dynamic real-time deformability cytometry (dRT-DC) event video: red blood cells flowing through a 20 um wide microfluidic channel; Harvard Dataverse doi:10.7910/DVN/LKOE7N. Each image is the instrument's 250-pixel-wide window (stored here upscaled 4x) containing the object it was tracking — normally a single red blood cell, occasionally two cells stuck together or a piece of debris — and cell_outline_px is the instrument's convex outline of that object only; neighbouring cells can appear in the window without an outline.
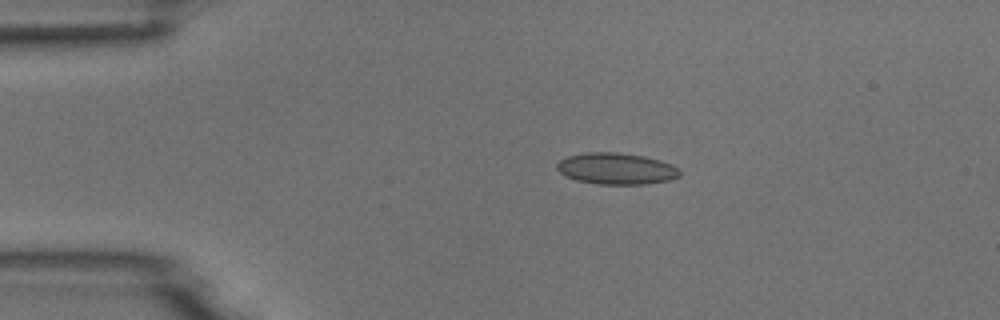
{"species": "common noctule bat (a hibernating species)", "species_latin": "Nyctalus noctula", "temperature_condition": "room temperature", "stored_images_in_passage": 4, "camera_frame_rate_fps": 3000, "um_per_image_px": 0.085, "animal": {"sex": "male", "body_mass_g": 18.8}, "frame": {"image": 1, "passage_image": 3, "time_ms": 0.667, "image_size_px": [1000, 320], "cell_outline_px": [[680, 176], [672, 180], [648, 184], [596, 184], [576, 180], [560, 172], [556, 168], [556, 164], [560, 160], [568, 156], [584, 152], [620, 152], [644, 156], [660, 160], [672, 164], [680, 172]], "centroid_in_image_um": [52.4, 14.33], "position_along_channel_um": 32.6, "area_um2": 22.66}}